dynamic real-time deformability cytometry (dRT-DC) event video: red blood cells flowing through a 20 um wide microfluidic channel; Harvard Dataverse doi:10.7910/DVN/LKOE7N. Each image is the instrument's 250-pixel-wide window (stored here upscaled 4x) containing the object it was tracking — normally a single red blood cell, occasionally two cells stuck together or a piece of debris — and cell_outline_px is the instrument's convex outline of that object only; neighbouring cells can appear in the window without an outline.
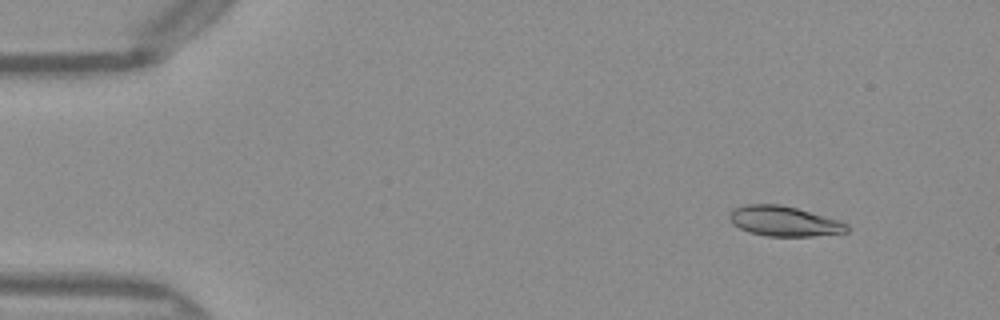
{"species": "Egyptian fruit bat (a non-hibernating species)", "species_latin": "Rousettus aegyptiacus", "temperature_condition": "warm", "stored_images_in_passage": 49, "camera_frame_rate_fps": 3000, "um_per_image_px": 0.085, "frame": {"image": 1, "passage_image": 4, "time_ms": 1.0, "image_size_px": [1000, 320], "cell_outline_px": [[848, 232], [812, 236], [764, 236], [748, 232], [732, 224], [728, 220], [728, 212], [732, 208], [744, 204], [780, 204], [796, 208], [840, 220], [848, 224]], "centroid_in_image_um": [66.58, 18.79], "position_along_channel_um": 18.4, "area_um2": 20.87}}
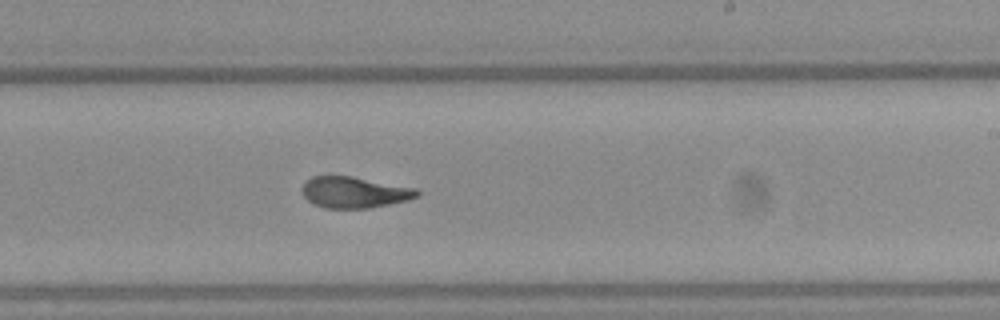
{"frame": {"image": 2, "passage_image": 29, "time_ms": 9.333, "image_size_px": [1000, 320], "cell_outline_px": [[420, 196], [408, 200], [368, 208], [324, 208], [308, 200], [304, 196], [300, 188], [312, 176], [352, 176], [416, 188], [420, 192]], "centroid_in_image_um": [30.14, 16.34], "position_along_channel_um": 258.9, "area_um2": 20.81}}
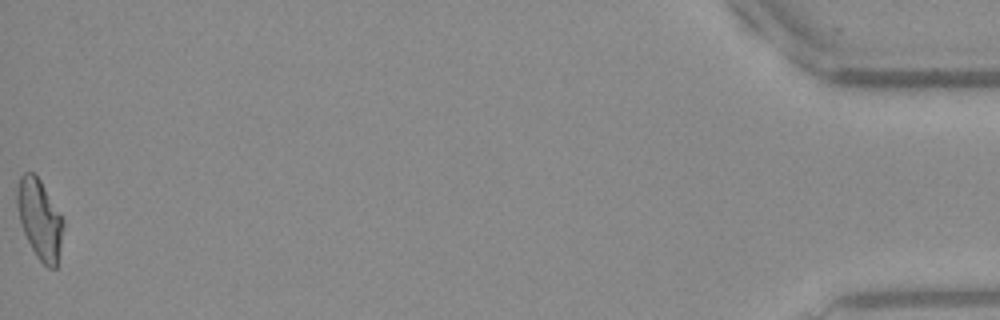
{"frame": {"image": 3, "passage_image": 49, "time_ms": 16.0, "image_size_px": [1000, 320], "cell_outline_px": [[64, 224], [60, 248], [56, 268], [48, 268], [36, 256], [20, 224], [16, 204], [16, 188], [20, 176], [24, 172], [32, 172], [40, 180], [64, 220]], "centroid_in_image_um": [3.35, 18.61], "position_along_channel_um": 431.8, "area_um2": 21.33}, "authors_computed_cell_mechanics": {"area_um2": 21.1548, "velocity_mm_per_s": 4.0677, "shape_relaxation_time_tau1_ms": 5.1317, "shape_relaxation_time_tau2_ms": 1.3093, "deformation_change_tau1": 0.215, "deformation_change_tau2": 0.093}}